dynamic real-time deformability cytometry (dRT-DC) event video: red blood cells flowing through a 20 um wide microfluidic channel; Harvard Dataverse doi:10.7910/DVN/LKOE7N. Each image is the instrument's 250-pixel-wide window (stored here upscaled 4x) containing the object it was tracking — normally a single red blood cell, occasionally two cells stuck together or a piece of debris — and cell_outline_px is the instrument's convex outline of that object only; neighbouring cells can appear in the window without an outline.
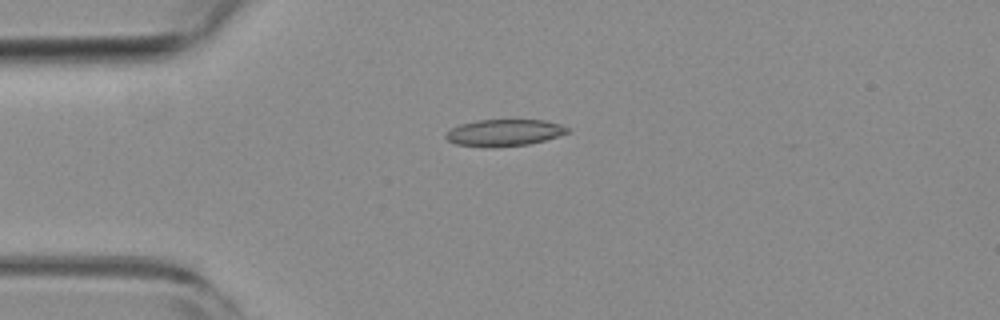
{"species": "common noctule bat (a hibernating species)", "species_latin": "Nyctalus noctula", "temperature_condition": "room temperature", "stored_images_in_passage": 8, "camera_frame_rate_fps": 3000, "um_per_image_px": 0.085, "animal": {"sex": "female", "body_mass_g": 19.3, "forearm_length_mm": 54.1}, "frame": {"image": 1, "passage_image": 1, "time_ms": 0.0, "image_size_px": [1000, 320], "cell_outline_px": [[572, 128], [568, 132], [544, 140], [528, 144], [456, 144], [448, 140], [444, 136], [452, 128], [460, 124], [476, 120], [544, 120], [560, 124]], "centroid_in_image_um": [42.92, 11.21], "position_along_channel_um": 42.1, "area_um2": 17.86}}
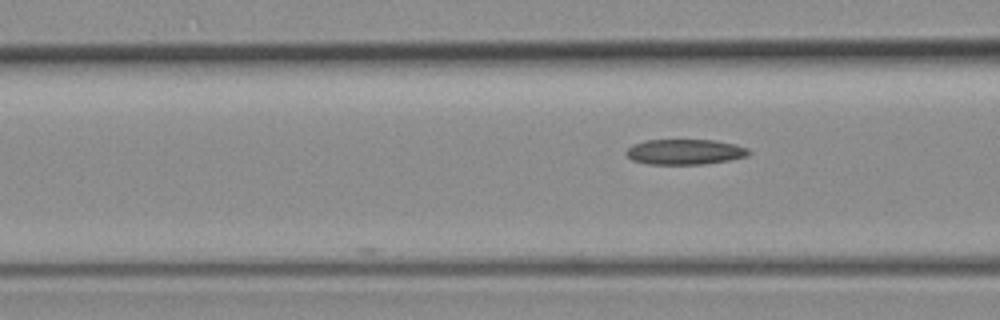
{"frame": {"image": 2, "passage_image": 8, "time_ms": 2.333, "image_size_px": [1000, 320], "cell_outline_px": [[752, 152], [748, 156], [728, 160], [704, 164], [648, 164], [632, 160], [624, 152], [632, 144], [644, 140], [716, 140], [736, 144], [748, 148]], "centroid_in_image_um": [58.22, 12.9], "position_along_channel_um": 108.4, "area_um2": 18.26}}